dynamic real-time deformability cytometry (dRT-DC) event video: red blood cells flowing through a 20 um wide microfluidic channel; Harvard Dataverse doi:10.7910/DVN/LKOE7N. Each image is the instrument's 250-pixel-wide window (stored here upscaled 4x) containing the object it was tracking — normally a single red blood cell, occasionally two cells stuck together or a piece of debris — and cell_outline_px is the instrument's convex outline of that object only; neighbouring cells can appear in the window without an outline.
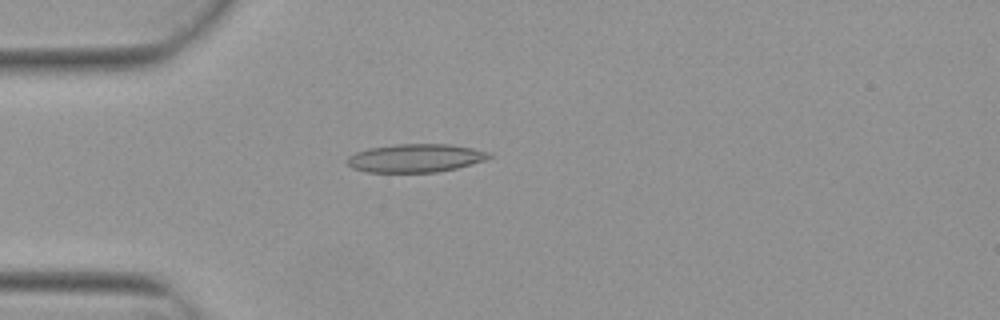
{"species": "Egyptian fruit bat (a non-hibernating species)", "species_latin": "Rousettus aegyptiacus", "temperature_condition": "warm", "stored_images_in_passage": 1, "camera_frame_rate_fps": 3000, "um_per_image_px": 0.085, "animal": {"sex": "female"}, "frame": {"image": 1, "passage_image": 1, "time_ms": 0.0, "image_size_px": [1000, 320], "cell_outline_px": [[492, 156], [484, 160], [456, 168], [436, 172], [368, 172], [352, 168], [344, 160], [348, 156], [356, 152], [368, 148], [396, 144], [448, 144], [472, 148], [488, 152]], "centroid_in_image_um": [35.26, 13.43], "position_along_channel_um": 49.7, "area_um2": 23.29}}